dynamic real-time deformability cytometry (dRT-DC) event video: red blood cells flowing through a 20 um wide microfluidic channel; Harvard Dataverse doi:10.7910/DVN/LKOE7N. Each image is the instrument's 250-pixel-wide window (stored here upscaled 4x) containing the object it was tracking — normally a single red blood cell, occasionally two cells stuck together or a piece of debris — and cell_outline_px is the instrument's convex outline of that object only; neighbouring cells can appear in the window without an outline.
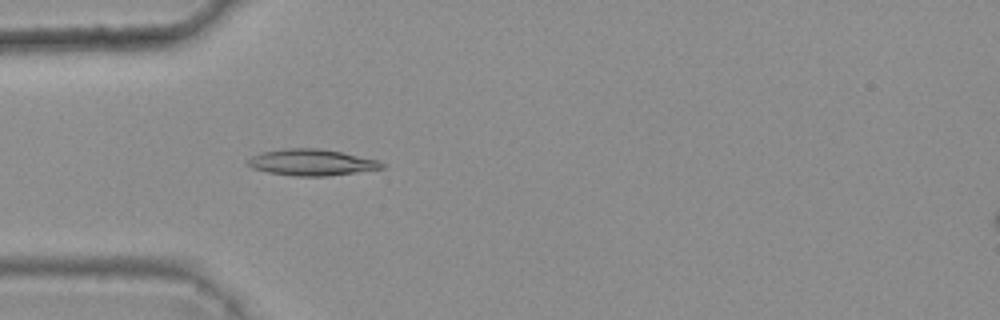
{"species": "common noctule bat (a hibernating species)", "species_latin": "Nyctalus noctula", "temperature_condition": "warm", "stored_images_in_passage": 6, "camera_frame_rate_fps": 3000, "um_per_image_px": 0.085, "animal": {"sex": "female", "body_mass_g": 25.1}, "frame": {"image": 1, "passage_image": 5, "time_ms": 1.333, "image_size_px": [1000, 320], "cell_outline_px": [[388, 164], [384, 168], [356, 172], [324, 176], [296, 176], [268, 172], [252, 168], [248, 164], [248, 160], [252, 156], [260, 152], [284, 148], [320, 148], [340, 152], [376, 160]], "centroid_in_image_um": [26.47, 13.8], "position_along_channel_um": 58.5, "area_um2": 20.4}}